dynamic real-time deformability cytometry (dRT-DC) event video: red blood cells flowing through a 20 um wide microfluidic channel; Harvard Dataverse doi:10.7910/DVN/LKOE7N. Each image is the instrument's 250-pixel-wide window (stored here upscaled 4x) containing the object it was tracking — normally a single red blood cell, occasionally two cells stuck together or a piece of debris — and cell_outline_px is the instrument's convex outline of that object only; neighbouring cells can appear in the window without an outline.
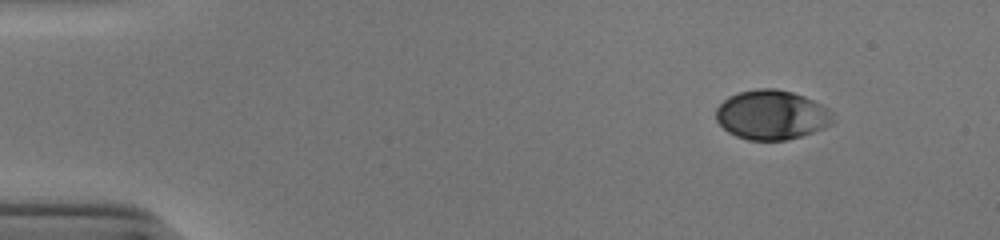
{"species": "human", "species_latin": "Homo sapiens", "temperature_condition": "cold", "stored_images_in_passage": 48, "camera_frame_rate_fps": 3000, "um_per_image_px": 0.085, "donor": {"sex": "male"}, "frame": {"image": 1, "passage_image": 1, "time_ms": 0.0, "image_size_px": [1000, 240], "cell_outline_px": [[832, 120], [828, 124], [812, 132], [788, 140], [748, 140], [736, 136], [728, 132], [716, 120], [716, 108], [728, 96], [736, 92], [756, 88], [776, 88], [792, 92], [804, 96], [828, 108], [832, 112]], "centroid_in_image_um": [65.54, 9.75], "position_along_channel_um": 19.5, "area_um2": 33.58}}
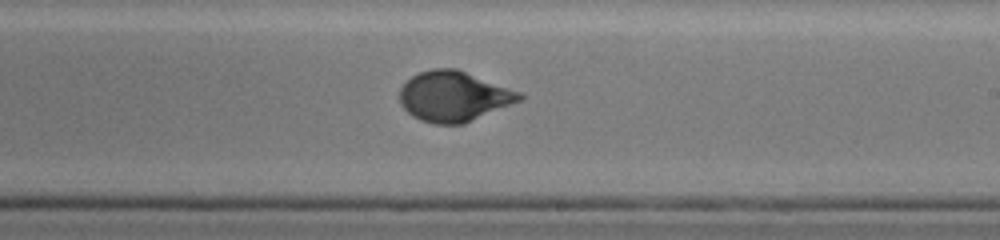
{"frame": {"image": 2, "passage_image": 27, "time_ms": 8.667, "image_size_px": [1000, 240], "cell_outline_px": [[524, 100], [464, 124], [436, 124], [420, 120], [412, 116], [400, 104], [400, 88], [412, 76], [420, 72], [432, 68], [456, 68], [520, 92], [524, 96]], "centroid_in_image_um": [38.59, 8.2], "position_along_channel_um": 250.4, "area_um2": 35.14}}
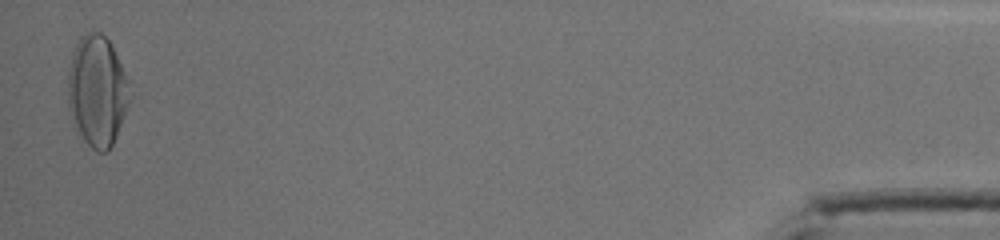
{"frame": {"image": 3, "passage_image": 47, "time_ms": 15.333, "image_size_px": [1000, 240], "cell_outline_px": [[132, 96], [116, 136], [108, 152], [96, 152], [84, 140], [68, 108], [68, 72], [72, 56], [76, 44], [88, 32], [100, 32], [112, 44], [128, 80]], "centroid_in_image_um": [8.29, 7.74], "position_along_channel_um": 426.9, "area_um2": 39.54}, "authors_computed_cell_mechanics": {"area_um2": 34.0153, "velocity_mm_per_s": 3.9063, "shape_relaxation_time_tau1_ms": 3.857, "shape_relaxation_time_tau2_ms": null, "deformation_change_tau1": 0.1658, "deformation_change_tau2": null}}